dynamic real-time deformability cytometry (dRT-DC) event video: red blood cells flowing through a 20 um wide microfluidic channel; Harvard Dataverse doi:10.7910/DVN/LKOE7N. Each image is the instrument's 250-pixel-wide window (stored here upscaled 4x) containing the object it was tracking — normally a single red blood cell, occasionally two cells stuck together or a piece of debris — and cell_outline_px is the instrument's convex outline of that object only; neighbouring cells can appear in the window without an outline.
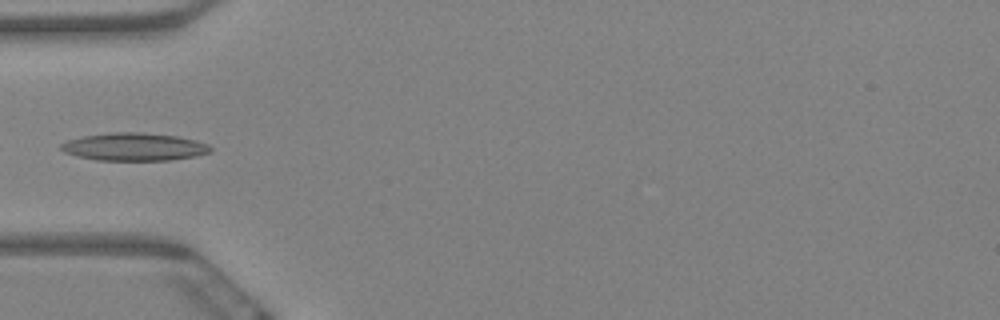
{"species": "Egyptian fruit bat (a non-hibernating species)", "species_latin": "Rousettus aegyptiacus", "temperature_condition": "warm", "stored_images_in_passage": 17, "camera_frame_rate_fps": 3000, "um_per_image_px": 0.085, "animal": {"sex": "female"}, "frame": {"image": 1, "passage_image": 6, "time_ms": 1.667, "image_size_px": [1000, 320], "cell_outline_px": [[212, 152], [196, 156], [172, 160], [96, 160], [76, 156], [64, 152], [60, 148], [60, 144], [68, 140], [84, 136], [112, 132], [140, 132], [176, 136], [196, 140], [208, 144], [212, 148]], "centroid_in_image_um": [11.42, 12.48], "position_along_channel_um": 73.6, "area_um2": 24.28}}
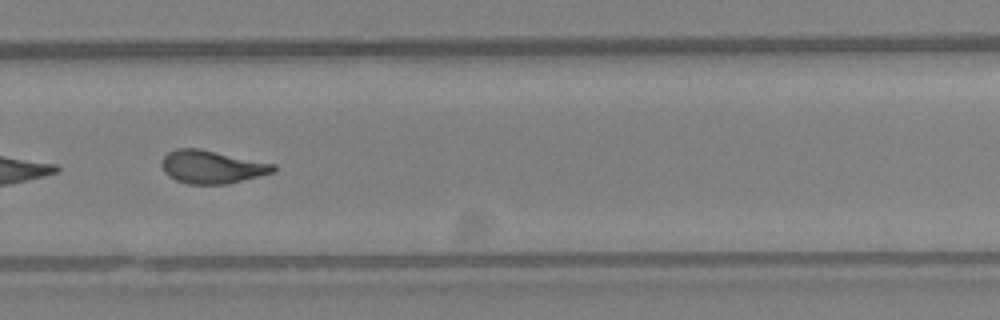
{"frame": {"image": 2, "passage_image": 12, "time_ms": 3.667, "image_size_px": [1000, 320], "cell_outline_px": [[276, 168], [272, 172], [260, 176], [228, 184], [188, 184], [176, 180], [168, 176], [164, 172], [160, 164], [164, 156], [168, 152], [176, 148], [200, 148], [276, 164]], "centroid_in_image_um": [17.98, 14.18], "position_along_channel_um": 311.8, "area_um2": 21.68}}
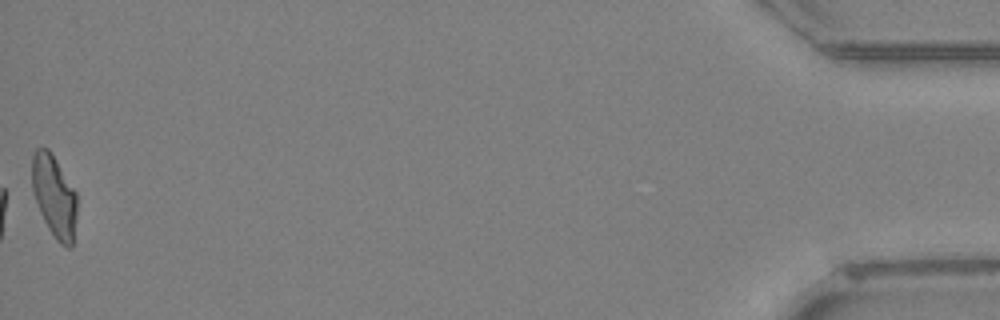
{"frame": {"image": 3, "passage_image": 17, "time_ms": 5.333, "image_size_px": [1000, 320], "cell_outline_px": [[76, 220], [72, 248], [68, 248], [60, 244], [56, 240], [48, 228], [40, 212], [32, 192], [32, 156], [36, 148], [48, 148], [56, 160], [76, 192]], "centroid_in_image_um": [4.61, 16.7], "position_along_channel_um": 430.6, "area_um2": 21.5}}